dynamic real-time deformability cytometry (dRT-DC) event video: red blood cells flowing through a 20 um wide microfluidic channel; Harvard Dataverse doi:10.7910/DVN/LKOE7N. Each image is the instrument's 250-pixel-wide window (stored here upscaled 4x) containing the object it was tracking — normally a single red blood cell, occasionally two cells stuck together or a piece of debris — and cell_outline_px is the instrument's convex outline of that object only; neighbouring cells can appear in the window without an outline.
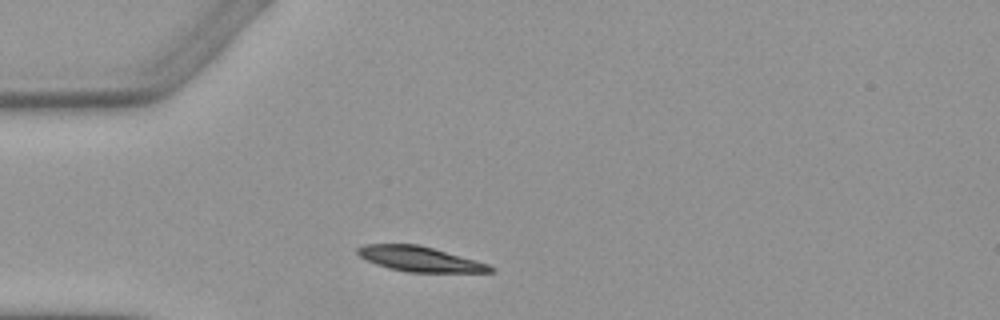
{"species": "Egyptian fruit bat (a non-hibernating species)", "species_latin": "Rousettus aegyptiacus", "temperature_condition": "warm", "stored_images_in_passage": 1, "camera_frame_rate_fps": 3000, "um_per_image_px": 0.085, "animal": {"sex": "female"}, "frame": {"image": 1, "passage_image": 1, "time_ms": 0.0, "image_size_px": [1000, 320], "cell_outline_px": [[496, 268], [492, 272], [408, 272], [388, 268], [376, 264], [360, 256], [356, 252], [356, 248], [364, 244], [420, 244], [476, 260], [488, 264]], "centroid_in_image_um": [35.68, 22.01], "position_along_channel_um": 49.3, "area_um2": 19.36}}